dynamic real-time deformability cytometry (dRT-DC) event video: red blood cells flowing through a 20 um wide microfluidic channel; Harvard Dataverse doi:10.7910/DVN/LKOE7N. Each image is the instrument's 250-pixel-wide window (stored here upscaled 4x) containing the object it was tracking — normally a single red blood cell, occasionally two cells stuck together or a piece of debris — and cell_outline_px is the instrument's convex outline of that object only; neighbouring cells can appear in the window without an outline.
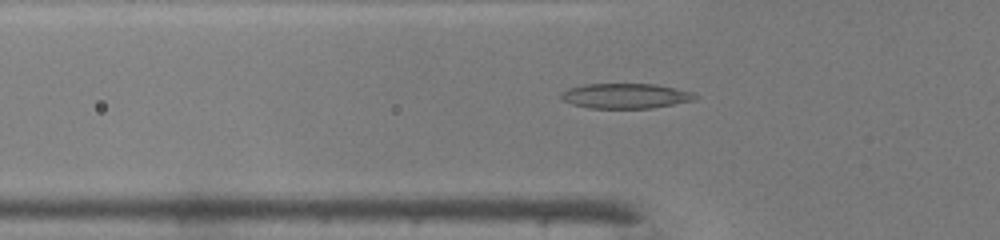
{"species": "common noctule bat (a hibernating species)", "species_latin": "Nyctalus noctula", "temperature_condition": "warm", "stored_images_in_passage": 36, "camera_frame_rate_fps": 3000, "um_per_image_px": 0.085, "animal": {"sex": "male", "body_mass_g": 19.0, "forearm_length_mm": 50.8}, "frame": {"image": 1, "passage_image": 7, "time_ms": 2.0, "image_size_px": [1000, 240], "cell_outline_px": [[700, 96], [696, 100], [652, 108], [588, 108], [572, 104], [560, 100], [560, 92], [568, 88], [588, 84], [656, 84], [692, 92]], "centroid_in_image_um": [53.16, 8.16], "position_along_channel_um": 72.6, "area_um2": 19.71}}
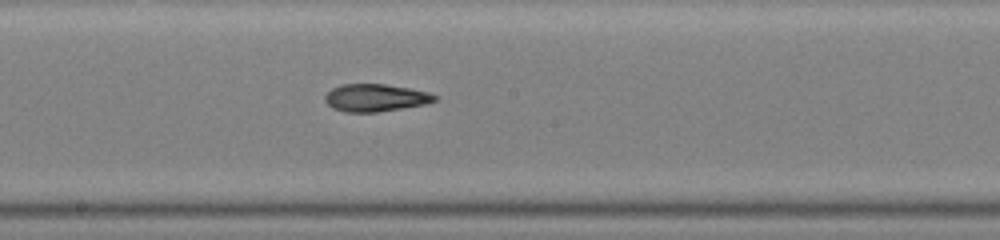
{"frame": {"image": 2, "passage_image": 17, "time_ms": 5.333, "image_size_px": [1000, 240], "cell_outline_px": [[440, 100], [424, 104], [376, 112], [344, 112], [332, 108], [324, 100], [324, 96], [332, 88], [340, 84], [384, 84], [408, 88], [428, 92], [440, 96]], "centroid_in_image_um": [31.92, 8.3], "position_along_channel_um": 216.3, "area_um2": 17.63}}
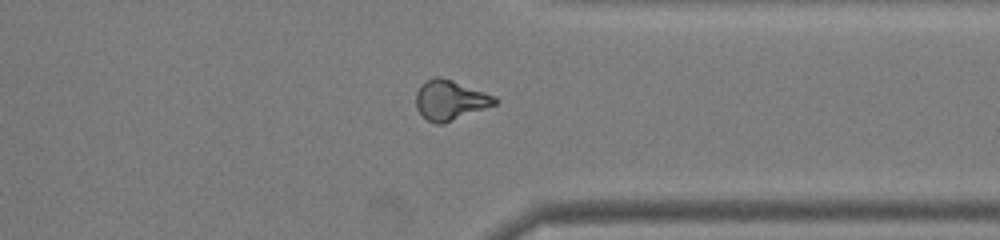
{"frame": {"image": 3, "passage_image": 28, "time_ms": 9.0, "image_size_px": [1000, 240], "cell_outline_px": [[500, 100], [496, 104], [444, 124], [436, 124], [428, 120], [416, 108], [416, 92], [428, 80], [436, 76], [440, 76], [452, 80], [496, 96]], "centroid_in_image_um": [38.29, 8.52], "position_along_channel_um": 373.1, "area_um2": 18.15}, "authors_computed_cell_mechanics": {"area_um2": 17.8313, "velocity_mm_per_s": 4.3047, "shape_relaxation_time_tau1_ms": null, "shape_relaxation_time_tau2_ms": 2.9299, "deformation_change_tau1": null, "deformation_change_tau2": 0.1197}}